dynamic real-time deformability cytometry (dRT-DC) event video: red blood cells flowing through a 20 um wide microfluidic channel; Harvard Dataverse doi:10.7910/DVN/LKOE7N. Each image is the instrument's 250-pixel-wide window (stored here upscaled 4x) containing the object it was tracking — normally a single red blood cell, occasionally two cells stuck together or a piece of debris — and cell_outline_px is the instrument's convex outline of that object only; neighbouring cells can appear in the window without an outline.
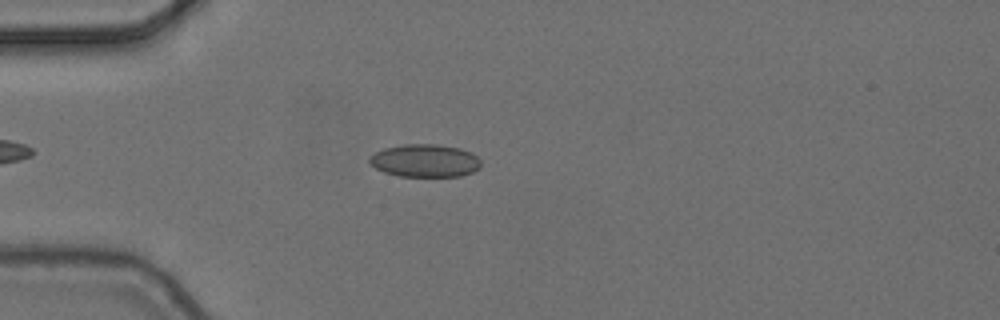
{"species": "common noctule bat (a hibernating species)", "species_latin": "Nyctalus noctula", "temperature_condition": "cold", "stored_images_in_passage": 7, "camera_frame_rate_fps": 3000, "um_per_image_px": 0.085, "animal": {"sex": "female", "body_mass_g": 24.6, "forearm_length_mm": 56.2}, "frame": {"image": 1, "passage_image": 4, "time_ms": 1.0, "image_size_px": [1000, 320], "cell_outline_px": [[480, 168], [472, 172], [460, 176], [400, 176], [384, 172], [376, 168], [368, 160], [368, 156], [384, 148], [404, 144], [436, 144], [460, 148], [472, 152], [480, 160]], "centroid_in_image_um": [36.12, 13.65], "position_along_channel_um": 48.9, "area_um2": 21.33}}
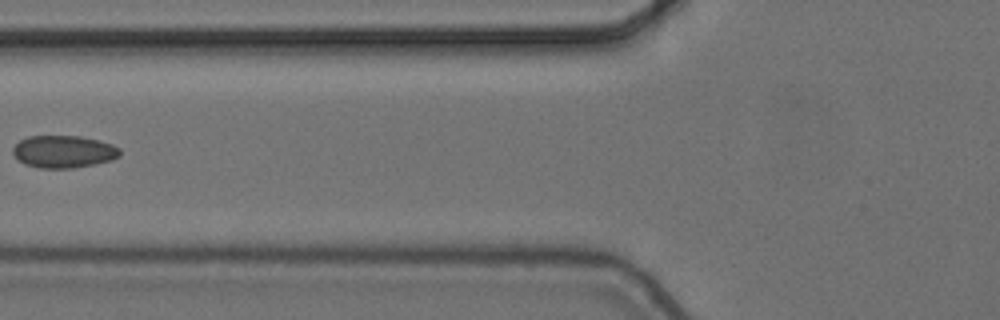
{"frame": {"image": 2, "passage_image": 6, "time_ms": 1.667, "image_size_px": [1000, 320], "cell_outline_px": [[120, 156], [112, 160], [72, 168], [40, 168], [24, 164], [16, 160], [12, 152], [12, 148], [20, 140], [28, 136], [80, 136], [100, 140], [112, 144], [120, 148]], "centroid_in_image_um": [5.39, 12.88], "position_along_channel_um": 120.4, "area_um2": 20.35}}
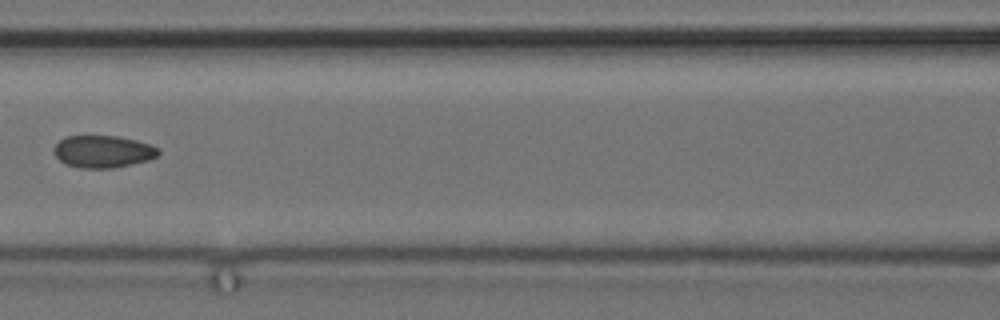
{"frame": {"image": 3, "passage_image": 7, "time_ms": 2.0, "image_size_px": [1000, 320], "cell_outline_px": [[160, 152], [156, 156], [148, 160], [112, 168], [80, 168], [68, 164], [60, 160], [52, 152], [56, 144], [64, 136], [120, 136], [152, 144], [160, 148]], "centroid_in_image_um": [8.77, 12.87], "position_along_channel_um": 157.8, "area_um2": 19.65}}